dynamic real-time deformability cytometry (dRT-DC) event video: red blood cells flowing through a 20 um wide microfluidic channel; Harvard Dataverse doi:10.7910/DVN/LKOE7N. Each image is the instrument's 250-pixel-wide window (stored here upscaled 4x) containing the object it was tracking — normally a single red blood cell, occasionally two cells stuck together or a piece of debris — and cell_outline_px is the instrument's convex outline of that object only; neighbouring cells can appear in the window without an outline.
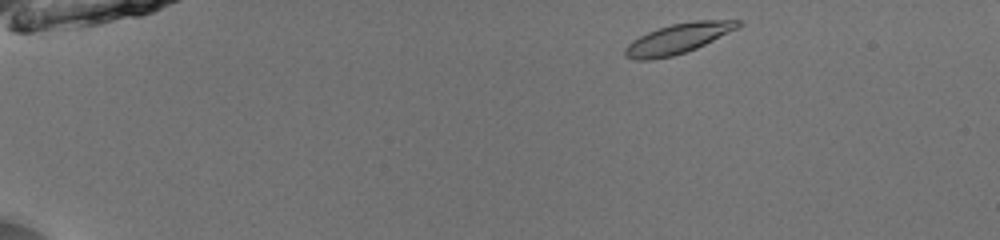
{"species": "common noctule bat (a hibernating species)", "species_latin": "Nyctalus noctula", "temperature_condition": "room temperature", "stored_images_in_passage": 44, "camera_frame_rate_fps": 3000, "um_per_image_px": 0.085, "animal": {"sex": "male", "body_mass_g": 13.0, "forearm_length_mm": 53.1}, "frame": {"image": 1, "passage_image": 2, "time_ms": 0.333, "image_size_px": [1000, 240], "cell_outline_px": [[744, 24], [696, 48], [672, 56], [652, 60], [636, 60], [624, 56], [624, 48], [632, 40], [648, 32], [672, 24], [692, 20], [744, 20]], "centroid_in_image_um": [57.61, 3.28], "position_along_channel_um": 27.4, "area_um2": 19.59}}
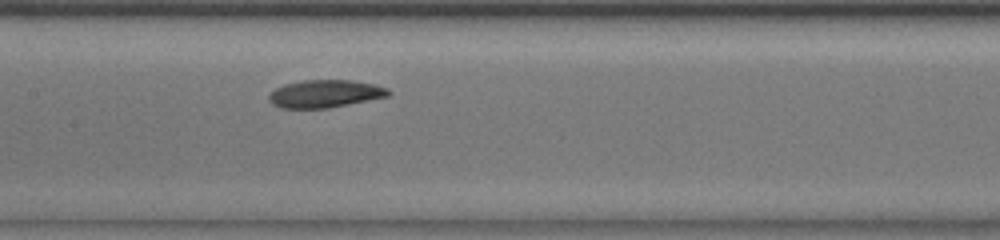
{"frame": {"image": 2, "passage_image": 21, "time_ms": 6.667, "image_size_px": [1000, 240], "cell_outline_px": [[392, 92], [388, 96], [328, 108], [280, 108], [272, 104], [268, 100], [268, 96], [276, 88], [284, 84], [300, 80], [352, 80], [376, 84], [388, 88]], "centroid_in_image_um": [27.62, 7.96], "position_along_channel_um": 179.8, "area_um2": 19.36}}
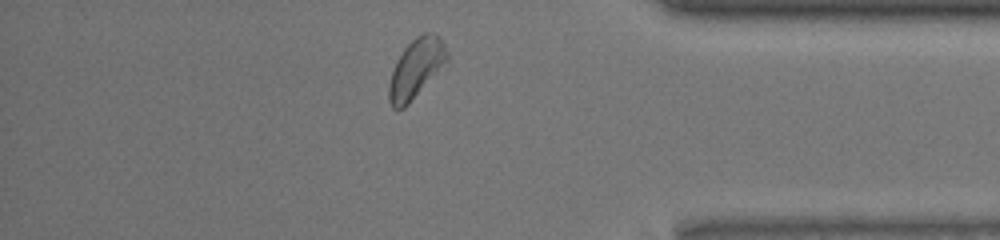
{"frame": {"image": 3, "passage_image": 39, "time_ms": 12.667, "image_size_px": [1000, 240], "cell_outline_px": [[448, 60], [408, 104], [404, 108], [392, 108], [388, 100], [388, 84], [396, 60], [404, 48], [416, 36], [424, 32], [428, 32], [440, 36], [448, 52]], "centroid_in_image_um": [35.35, 5.79], "position_along_channel_um": 399.9, "area_um2": 19.83}, "authors_computed_cell_mechanics": {"area_um2": 19.363, "velocity_mm_per_s": 3.9297, "shape_relaxation_time_tau1_ms": 2.5269, "shape_relaxation_time_tau2_ms": null, "deformation_change_tau1": 0.0911, "deformation_change_tau2": null}}